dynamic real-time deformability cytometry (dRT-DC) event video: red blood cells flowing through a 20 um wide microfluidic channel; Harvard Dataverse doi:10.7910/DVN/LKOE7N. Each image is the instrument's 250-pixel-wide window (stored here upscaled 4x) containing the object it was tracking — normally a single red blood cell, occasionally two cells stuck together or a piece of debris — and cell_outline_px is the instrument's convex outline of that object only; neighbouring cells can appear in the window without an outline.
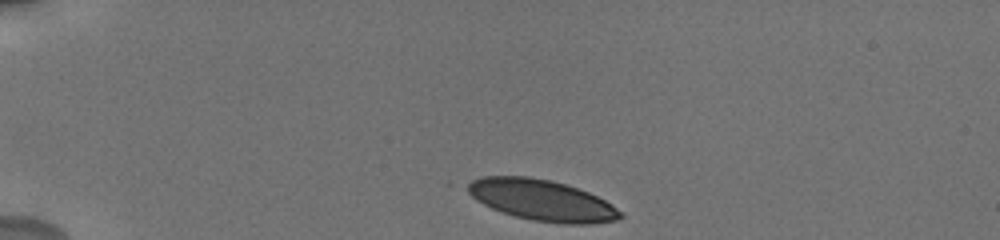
{"species": "human", "species_latin": "Homo sapiens", "temperature_condition": "cold", "stored_images_in_passage": 49, "camera_frame_rate_fps": 3000, "um_per_image_px": 0.085, "donor": {"sex": "male"}, "frame": {"image": 1, "passage_image": 1, "time_ms": 0.0, "image_size_px": [1000, 240], "cell_outline_px": [[624, 216], [616, 220], [588, 224], [564, 224], [532, 220], [516, 216], [492, 208], [476, 200], [468, 192], [464, 184], [472, 180], [484, 176], [528, 176], [552, 180], [588, 192], [612, 204], [624, 212]], "centroid_in_image_um": [46.06, 17.01], "position_along_channel_um": 38.9, "area_um2": 36.47}}
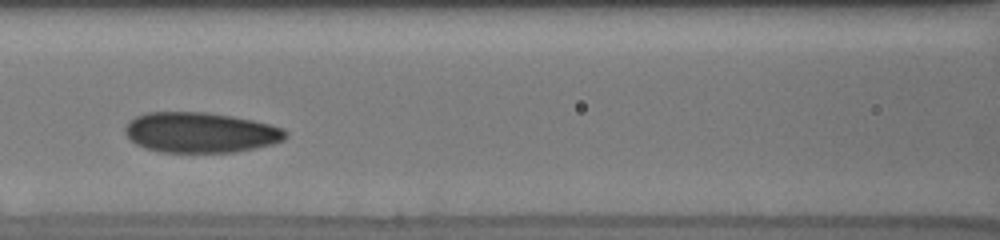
{"frame": {"image": 2, "passage_image": 21, "time_ms": 4.667, "image_size_px": [1000, 240], "cell_outline_px": [[288, 136], [284, 140], [272, 144], [256, 148], [236, 152], [160, 152], [144, 148], [136, 144], [124, 132], [124, 128], [128, 120], [136, 116], [148, 112], [208, 112], [232, 116], [252, 120], [284, 128], [288, 132]], "centroid_in_image_um": [17.04, 11.26], "position_along_channel_um": 149.6, "area_um2": 37.97}}
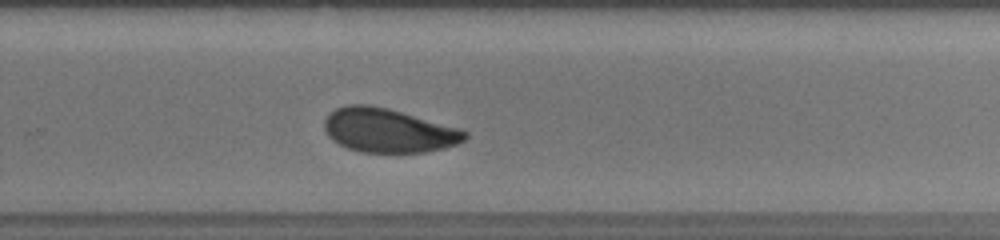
{"frame": {"image": 3, "passage_image": 39, "time_ms": 8.667, "image_size_px": [1000, 240], "cell_outline_px": [[468, 136], [464, 140], [456, 144], [444, 148], [424, 152], [360, 152], [348, 148], [332, 140], [328, 136], [324, 128], [324, 120], [336, 108], [348, 104], [368, 104], [388, 108], [460, 128], [468, 132]], "centroid_in_image_um": [33.01, 11.08], "position_along_channel_um": 296.8, "area_um2": 35.95}}